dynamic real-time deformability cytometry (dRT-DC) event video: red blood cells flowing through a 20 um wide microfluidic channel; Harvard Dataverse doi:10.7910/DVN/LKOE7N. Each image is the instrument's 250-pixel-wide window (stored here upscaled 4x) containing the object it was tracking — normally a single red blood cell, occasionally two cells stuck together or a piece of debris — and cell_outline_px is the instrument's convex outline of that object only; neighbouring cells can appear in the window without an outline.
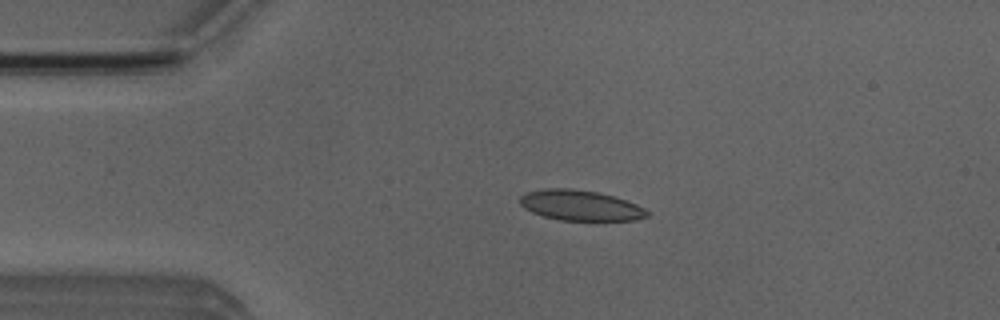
{"species": "Egyptian fruit bat (a non-hibernating species)", "species_latin": "Rousettus aegyptiacus", "temperature_condition": "room temperature", "stored_images_in_passage": 51, "camera_frame_rate_fps": 3000, "um_per_image_px": 0.085, "animal": {"sex": "male"}, "frame": {"image": 1, "passage_image": 10, "time_ms": 3.0, "image_size_px": [1000, 320], "cell_outline_px": [[652, 212], [648, 216], [636, 220], [560, 220], [544, 216], [532, 212], [524, 208], [520, 204], [520, 196], [524, 192], [544, 188], [572, 188], [600, 192], [628, 200]], "centroid_in_image_um": [49.35, 17.44], "position_along_channel_um": 35.7, "area_um2": 22.83}}
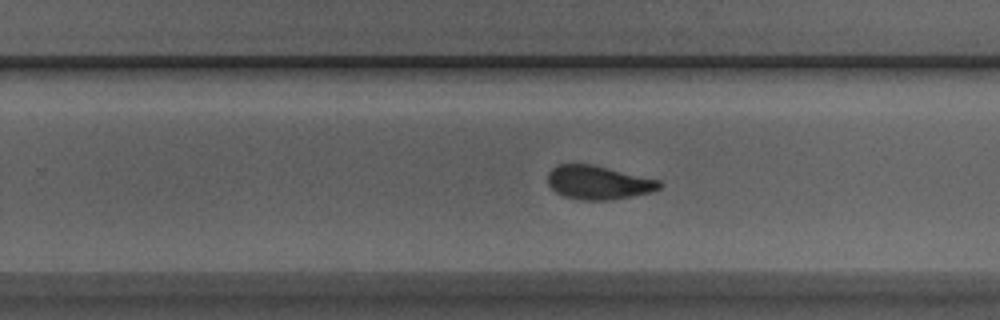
{"frame": {"image": 2, "passage_image": 31, "time_ms": 10.0, "image_size_px": [1000, 320], "cell_outline_px": [[664, 184], [660, 188], [652, 192], [632, 196], [608, 200], [576, 200], [564, 196], [556, 192], [548, 184], [548, 172], [556, 164], [592, 164], [660, 180]], "centroid_in_image_um": [50.86, 15.51], "position_along_channel_um": 278.9, "area_um2": 22.08}}
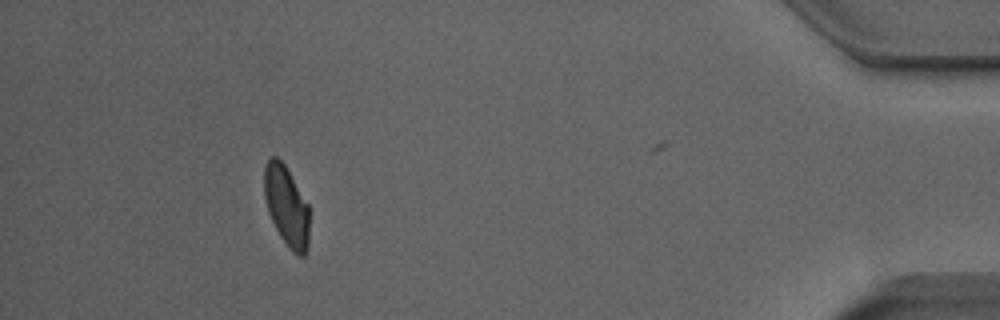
{"frame": {"image": 3, "passage_image": 46, "time_ms": 15.0, "image_size_px": [1000, 320], "cell_outline_px": [[308, 248], [304, 256], [296, 256], [288, 248], [280, 236], [268, 212], [264, 196], [264, 168], [268, 160], [272, 156], [276, 156], [284, 164], [308, 204]], "centroid_in_image_um": [24.34, 17.55], "position_along_channel_um": 410.9, "area_um2": 20.98}, "authors_computed_cell_mechanics": {"area_um2": 22.7154, "velocity_mm_per_s": 3.9434, "shape_relaxation_time_tau1_ms": 3.5392, "shape_relaxation_time_tau2_ms": 1.4789, "deformation_change_tau1": 0.1204, "deformation_change_tau2": 0.066}}